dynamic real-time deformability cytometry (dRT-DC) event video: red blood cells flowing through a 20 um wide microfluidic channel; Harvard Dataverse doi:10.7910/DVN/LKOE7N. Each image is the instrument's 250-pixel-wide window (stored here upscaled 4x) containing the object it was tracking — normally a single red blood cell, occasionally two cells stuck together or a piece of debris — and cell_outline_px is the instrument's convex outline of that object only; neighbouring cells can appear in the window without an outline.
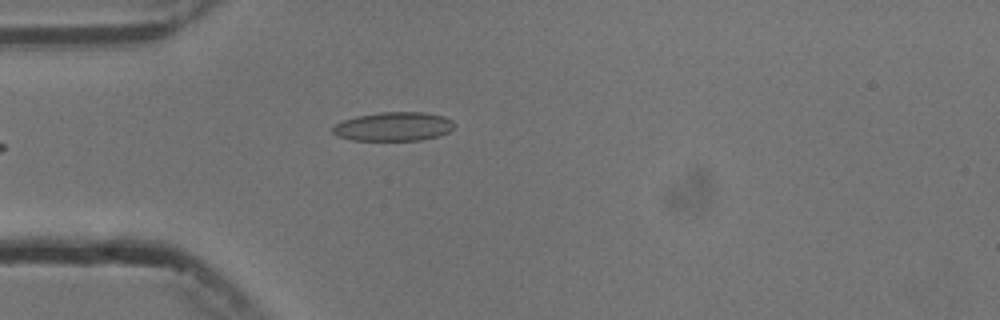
{"species": "common noctule bat (a hibernating species)", "species_latin": "Nyctalus noctula", "temperature_condition": "cold", "stored_images_in_passage": 5, "camera_frame_rate_fps": 3000, "um_per_image_px": 0.085, "animal": {"sex": "male", "body_mass_g": 13.3}, "frame": {"image": 1, "passage_image": 5, "time_ms": 5.667, "image_size_px": [1000, 320], "cell_outline_px": [[452, 128], [448, 132], [436, 136], [420, 140], [352, 140], [336, 136], [332, 132], [332, 128], [336, 124], [344, 120], [356, 116], [380, 112], [424, 112], [444, 116], [452, 120]], "centroid_in_image_um": [33.41, 10.75], "position_along_channel_um": 51.6, "area_um2": 20.35}}